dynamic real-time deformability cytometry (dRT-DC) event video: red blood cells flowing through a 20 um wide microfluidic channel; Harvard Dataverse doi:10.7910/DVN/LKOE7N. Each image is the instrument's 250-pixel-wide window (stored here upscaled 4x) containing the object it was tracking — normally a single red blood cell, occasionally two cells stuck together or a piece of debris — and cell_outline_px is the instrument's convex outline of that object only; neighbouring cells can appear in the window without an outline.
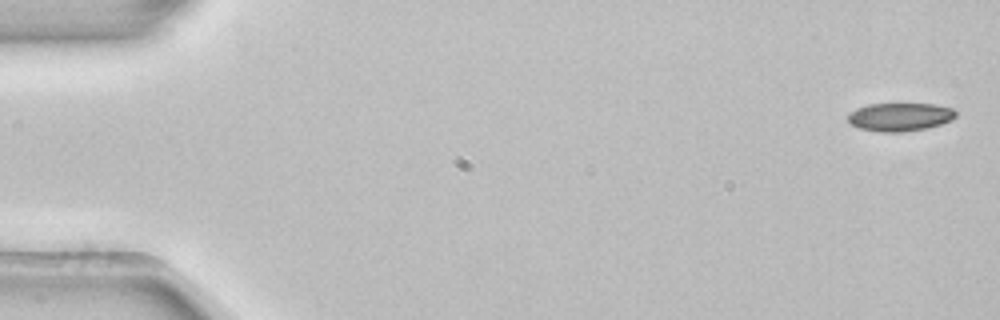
{"species": "common noctule bat (a hibernating species)", "species_latin": "Nyctalus noctula", "temperature_condition": "room temperature", "stored_images_in_passage": 5, "camera_frame_rate_fps": 3000, "um_per_image_px": 0.085, "animal": {"sex": "female", "body_mass_g": 22.7, "forearm_length_mm": 54.2}, "frame": {"image": 1, "passage_image": 1, "time_ms": 0.0, "image_size_px": [1000, 320], "cell_outline_px": [[956, 116], [952, 120], [928, 128], [904, 132], [880, 132], [860, 128], [852, 124], [848, 120], [848, 112], [868, 104], [936, 104], [952, 108], [956, 112]], "centroid_in_image_um": [76.51, 9.94], "position_along_channel_um": 8.5, "area_um2": 17.8}}
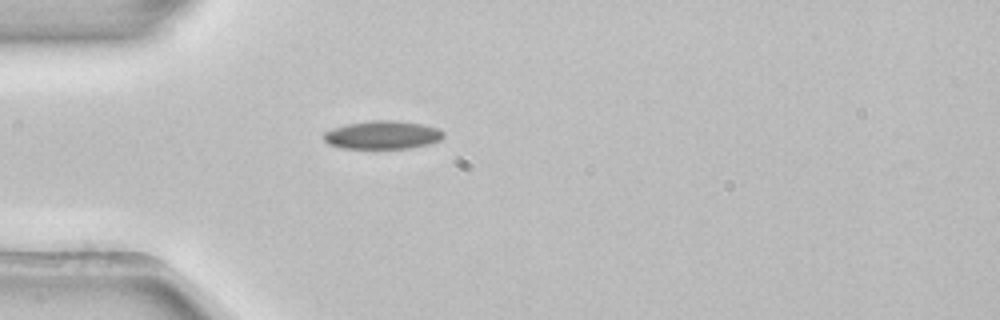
{"frame": {"image": 2, "passage_image": 5, "time_ms": 1.333, "image_size_px": [1000, 320], "cell_outline_px": [[444, 136], [440, 140], [428, 144], [412, 148], [344, 148], [328, 144], [324, 140], [324, 132], [332, 128], [348, 124], [372, 120], [396, 120], [420, 124], [440, 128], [444, 132]], "centroid_in_image_um": [32.54, 11.47], "position_along_channel_um": 52.5, "area_um2": 19.71}}